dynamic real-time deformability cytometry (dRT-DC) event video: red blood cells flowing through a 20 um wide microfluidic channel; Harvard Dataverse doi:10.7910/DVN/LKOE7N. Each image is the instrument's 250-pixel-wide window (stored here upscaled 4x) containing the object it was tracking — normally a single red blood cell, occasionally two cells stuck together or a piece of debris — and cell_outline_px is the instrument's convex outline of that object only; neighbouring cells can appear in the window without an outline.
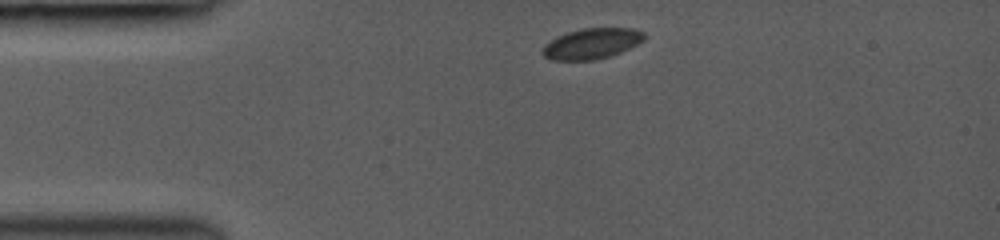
{"species": "common noctule bat (a hibernating species)", "species_latin": "Nyctalus noctula", "temperature_condition": "room temperature", "stored_images_in_passage": 3, "camera_frame_rate_fps": 3000, "um_per_image_px": 0.085, "animal": {"sex": "female", "body_mass_g": 19.0, "forearm_length_mm": 53.3}, "frame": {"image": 1, "passage_image": 1, "time_ms": 0.0, "image_size_px": [1000, 240], "cell_outline_px": [[648, 36], [644, 40], [620, 52], [608, 56], [592, 60], [552, 60], [544, 56], [540, 52], [544, 44], [556, 36], [568, 32], [584, 28], [636, 28], [644, 32]], "centroid_in_image_um": [50.29, 3.69], "position_along_channel_um": 34.7, "area_um2": 18.21}}